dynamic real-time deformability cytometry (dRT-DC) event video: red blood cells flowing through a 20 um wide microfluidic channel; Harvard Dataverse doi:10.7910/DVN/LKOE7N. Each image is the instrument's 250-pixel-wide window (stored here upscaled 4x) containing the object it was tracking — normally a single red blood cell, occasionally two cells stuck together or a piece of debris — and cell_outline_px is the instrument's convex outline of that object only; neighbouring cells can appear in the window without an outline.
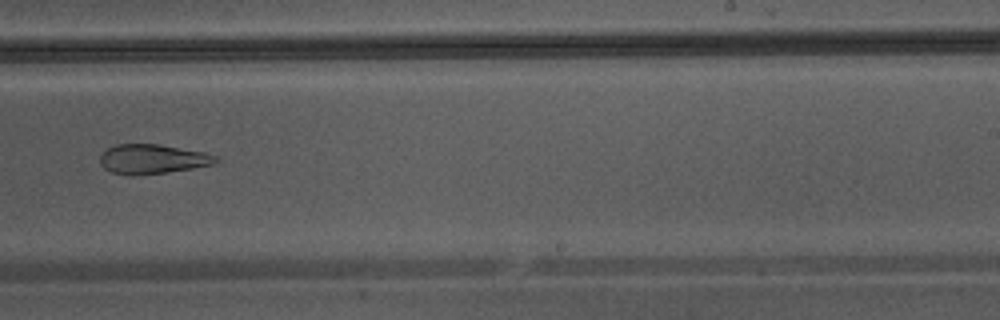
{"species": "Egyptian fruit bat (a non-hibernating species)", "species_latin": "Rousettus aegyptiacus", "temperature_condition": "warm", "stored_images_in_passage": 40, "camera_frame_rate_fps": 3000, "um_per_image_px": 0.085, "animal": {"sex": "male"}, "frame": {"image": 1, "passage_image": 29, "time_ms": 9.333, "image_size_px": [1000, 320], "cell_outline_px": [[220, 160], [212, 164], [192, 168], [136, 176], [132, 176], [112, 172], [104, 168], [100, 164], [100, 156], [108, 148], [116, 144], [160, 144], [204, 152], [220, 156]], "centroid_in_image_um": [12.97, 13.52], "position_along_channel_um": 276.0, "area_um2": 19.94}}